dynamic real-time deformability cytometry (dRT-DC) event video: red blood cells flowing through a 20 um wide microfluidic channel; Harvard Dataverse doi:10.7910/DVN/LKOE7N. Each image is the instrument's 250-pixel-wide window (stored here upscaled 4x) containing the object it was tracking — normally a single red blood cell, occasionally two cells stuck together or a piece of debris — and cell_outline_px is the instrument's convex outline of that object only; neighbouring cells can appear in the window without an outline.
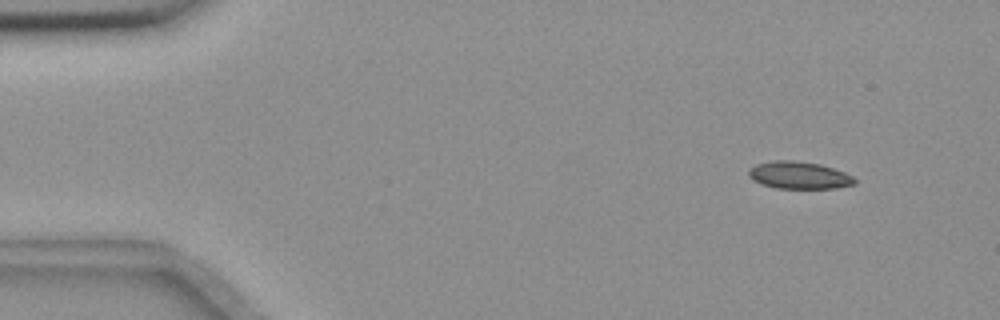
{"species": "common noctule bat (a hibernating species)", "species_latin": "Nyctalus noctula", "temperature_condition": "room temperature", "stored_images_in_passage": 18, "camera_frame_rate_fps": 3000, "um_per_image_px": 0.085, "animal": {"sex": "female", "body_mass_g": 18.4}, "frame": {"image": 1, "passage_image": 6, "time_ms": 1.667, "image_size_px": [1000, 320], "cell_outline_px": [[856, 184], [836, 188], [776, 188], [752, 180], [748, 176], [748, 168], [756, 164], [772, 160], [796, 160], [820, 164], [844, 172], [852, 176], [856, 180]], "centroid_in_image_um": [67.89, 14.88], "position_along_channel_um": 17.1, "area_um2": 16.94}}